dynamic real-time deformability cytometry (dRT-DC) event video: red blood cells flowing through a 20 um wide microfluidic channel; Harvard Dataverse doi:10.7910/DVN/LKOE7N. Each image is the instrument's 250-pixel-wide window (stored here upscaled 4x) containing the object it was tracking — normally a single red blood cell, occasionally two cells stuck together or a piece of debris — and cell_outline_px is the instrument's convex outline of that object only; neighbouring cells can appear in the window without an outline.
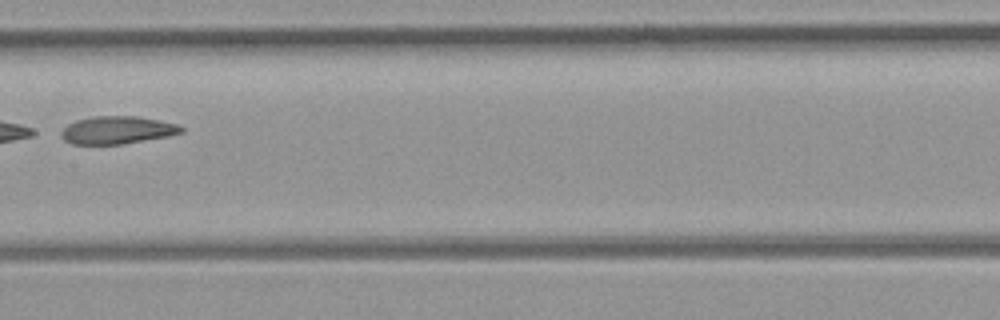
{"species": "common noctule bat (a hibernating species)", "species_latin": "Nyctalus noctula", "temperature_condition": "room temperature", "stored_images_in_passage": 27, "camera_frame_rate_fps": 3000, "um_per_image_px": 0.085, "animal": {"sex": "female", "body_mass_g": 21.9}, "frame": {"image": 1, "passage_image": 12, "time_ms": 3.667, "image_size_px": [1000, 320], "cell_outline_px": [[184, 132], [168, 136], [120, 144], [72, 144], [64, 140], [60, 136], [60, 132], [68, 124], [76, 120], [92, 116], [136, 116], [176, 124], [184, 128]], "centroid_in_image_um": [9.92, 11.05], "position_along_channel_um": 197.5, "area_um2": 19.25}}